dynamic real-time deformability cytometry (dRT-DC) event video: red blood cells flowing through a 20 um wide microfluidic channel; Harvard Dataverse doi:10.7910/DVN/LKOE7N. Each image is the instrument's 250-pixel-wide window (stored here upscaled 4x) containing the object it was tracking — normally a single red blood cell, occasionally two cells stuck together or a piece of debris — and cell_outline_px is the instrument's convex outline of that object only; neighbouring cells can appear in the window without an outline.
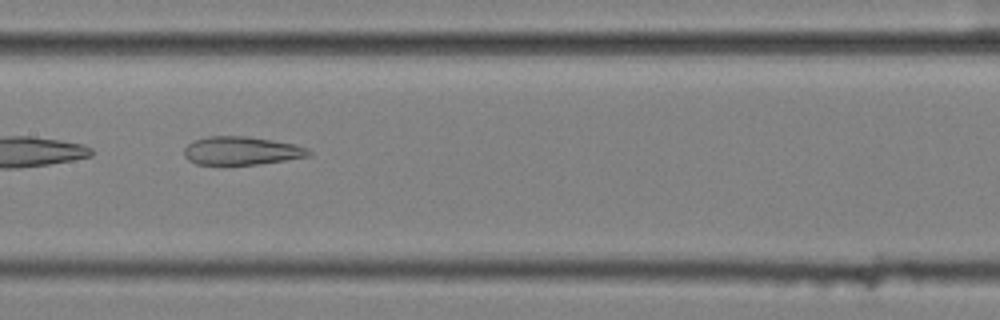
{"species": "common noctule bat (a hibernating species)", "species_latin": "Nyctalus noctula", "temperature_condition": "cold", "stored_images_in_passage": 8, "camera_frame_rate_fps": 3000, "um_per_image_px": 0.085, "animal": {"sex": "female", "body_mass_g": 25.1}, "frame": {"image": 1, "passage_image": 8, "time_ms": 2.333, "image_size_px": [1000, 320], "cell_outline_px": [[312, 152], [308, 156], [284, 160], [256, 164], [196, 164], [188, 160], [184, 156], [184, 148], [188, 144], [196, 140], [208, 136], [248, 136], [296, 144], [308, 148]], "centroid_in_image_um": [20.52, 12.8], "position_along_channel_um": 186.9, "area_um2": 20.4}}